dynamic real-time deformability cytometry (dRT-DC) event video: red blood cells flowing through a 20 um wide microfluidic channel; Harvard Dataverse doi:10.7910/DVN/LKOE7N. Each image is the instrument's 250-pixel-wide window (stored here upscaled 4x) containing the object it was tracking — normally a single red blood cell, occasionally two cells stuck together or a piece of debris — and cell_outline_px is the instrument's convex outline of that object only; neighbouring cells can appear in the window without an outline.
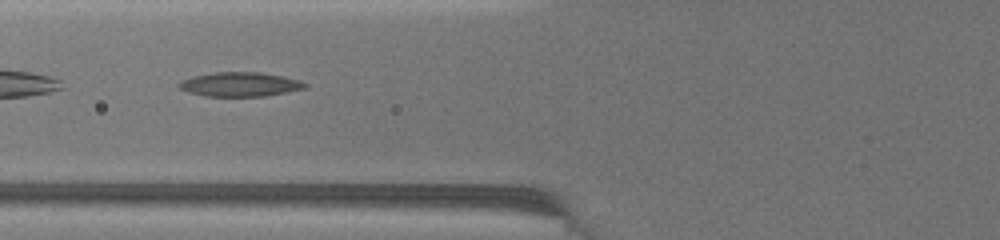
{"species": "common noctule bat (a hibernating species)", "species_latin": "Nyctalus noctula", "temperature_condition": "warm", "stored_images_in_passage": 18, "camera_frame_rate_fps": 3000, "um_per_image_px": 0.085, "animal": {"sex": "female", "body_mass_g": 19.5, "forearm_length_mm": 54.1}, "frame": {"image": 1, "passage_image": 16, "time_ms": 7.0, "image_size_px": [1000, 240], "cell_outline_px": [[308, 88], [288, 92], [264, 96], [204, 96], [188, 92], [180, 88], [176, 84], [180, 80], [212, 72], [260, 72], [284, 76], [300, 80], [308, 84]], "centroid_in_image_um": [20.43, 7.17], "position_along_channel_um": 105.4, "area_um2": 17.98}}